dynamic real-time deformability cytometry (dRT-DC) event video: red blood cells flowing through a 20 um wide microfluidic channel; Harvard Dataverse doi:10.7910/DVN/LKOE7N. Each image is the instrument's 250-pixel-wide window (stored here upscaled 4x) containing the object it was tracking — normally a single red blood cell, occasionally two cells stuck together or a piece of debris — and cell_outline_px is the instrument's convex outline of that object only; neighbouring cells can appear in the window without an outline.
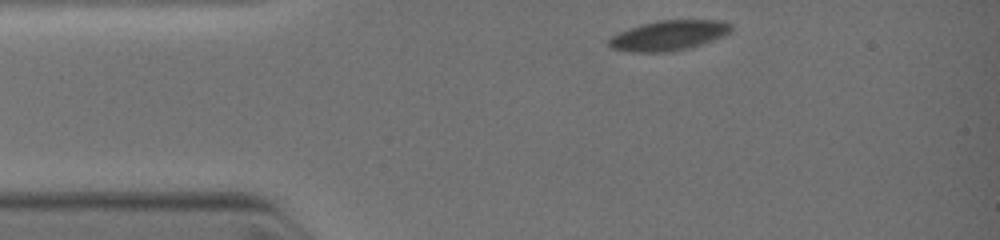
{"species": "common noctule bat (a hibernating species)", "species_latin": "Nyctalus noctula", "temperature_condition": "warm", "stored_images_in_passage": 25, "camera_frame_rate_fps": 3000, "um_per_image_px": 0.085, "animal": {"sex": "female", "body_mass_g": 19.0, "forearm_length_mm": 51.5}, "frame": {"image": 1, "passage_image": 1, "time_ms": 0.0, "image_size_px": [1000, 240], "cell_outline_px": [[732, 28], [728, 32], [720, 36], [700, 44], [688, 48], [672, 52], [640, 52], [612, 48], [608, 44], [608, 40], [612, 36], [620, 32], [644, 24], [664, 20], [716, 20], [732, 24]], "centroid_in_image_um": [56.83, 3.02], "position_along_channel_um": 28.2, "area_um2": 20.69}}
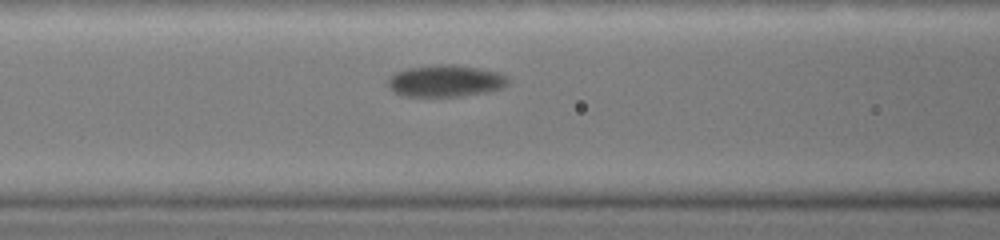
{"frame": {"image": 2, "passage_image": 19, "time_ms": 3.0, "image_size_px": [1000, 240], "cell_outline_px": [[508, 80], [500, 88], [484, 92], [460, 96], [400, 96], [392, 92], [388, 84], [388, 76], [396, 72], [408, 68], [436, 64], [452, 64], [476, 68], [496, 72], [504, 76]], "centroid_in_image_um": [37.75, 6.88], "position_along_channel_um": 128.9, "area_um2": 21.96}}
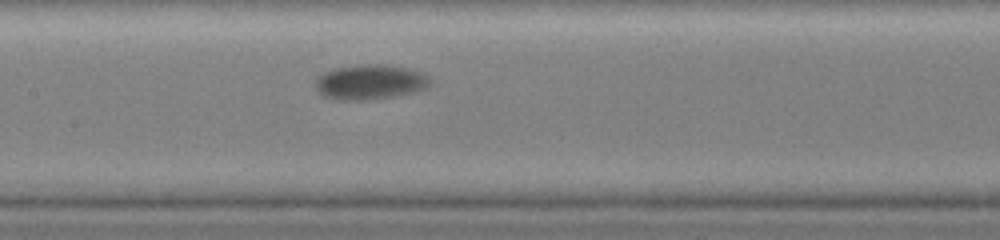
{"frame": {"image": 3, "passage_image": 22, "time_ms": 4.0, "image_size_px": [1000, 240], "cell_outline_px": [[428, 84], [424, 88], [412, 92], [392, 96], [364, 100], [336, 100], [324, 96], [316, 88], [316, 80], [324, 72], [336, 68], [364, 64], [384, 64], [408, 68], [420, 72], [428, 76]], "centroid_in_image_um": [31.42, 6.97], "position_along_channel_um": 176.0, "area_um2": 22.89}}